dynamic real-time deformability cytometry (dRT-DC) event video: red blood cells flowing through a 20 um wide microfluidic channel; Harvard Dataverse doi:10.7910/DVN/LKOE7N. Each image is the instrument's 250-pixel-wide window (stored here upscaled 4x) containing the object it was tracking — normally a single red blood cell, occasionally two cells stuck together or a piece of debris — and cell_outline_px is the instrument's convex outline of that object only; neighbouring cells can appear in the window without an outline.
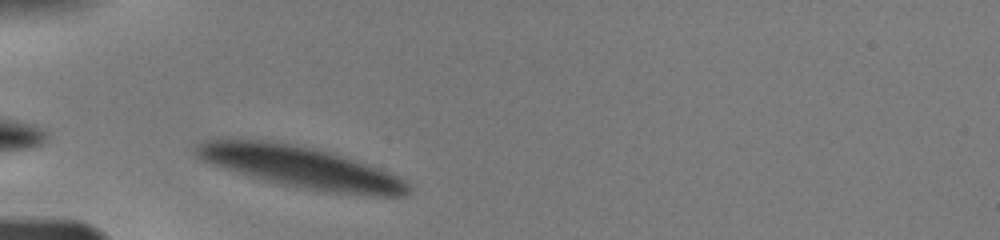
{"species": "human", "species_latin": "Homo sapiens", "temperature_condition": "warm", "stored_images_in_passage": 23, "camera_frame_rate_fps": 3000, "um_per_image_px": 0.085, "donor": {"sex": "male"}, "frame": {"image": 1, "passage_image": 2, "time_ms": 0.333, "image_size_px": [1000, 240], "cell_outline_px": [[412, 192], [404, 196], [364, 196], [324, 192], [296, 188], [248, 176], [200, 160], [192, 156], [192, 148], [196, 144], [204, 140], [220, 136], [224, 136], [272, 140], [316, 148], [388, 172], [408, 180], [412, 188]], "centroid_in_image_um": [25.44, 14.19], "position_along_channel_um": 59.6, "area_um2": 52.94}}
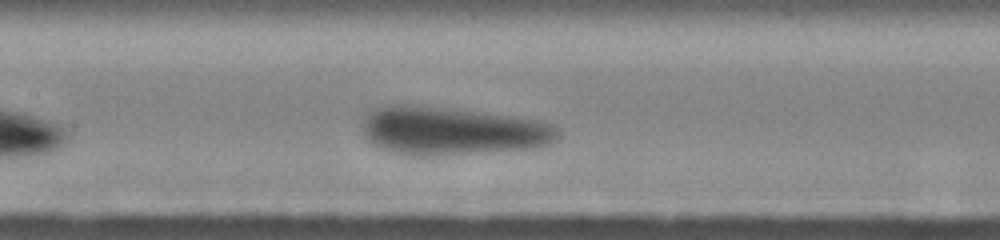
{"frame": {"image": 2, "passage_image": 11, "time_ms": 3.333, "image_size_px": [1000, 240], "cell_outline_px": [[560, 136], [552, 144], [532, 148], [484, 152], [432, 156], [412, 156], [392, 152], [376, 148], [364, 140], [360, 124], [364, 112], [368, 108], [380, 104], [420, 104], [548, 120], [556, 124], [560, 128]], "centroid_in_image_um": [38.35, 11.09], "position_along_channel_um": 169.1, "area_um2": 57.4}}
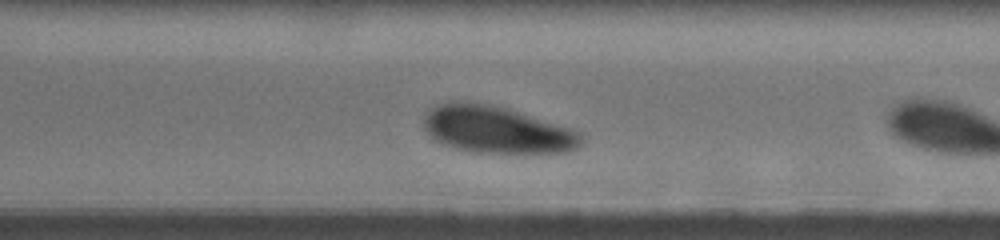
{"frame": {"image": 3, "passage_image": 22, "time_ms": 6.333, "image_size_px": [1000, 240], "cell_outline_px": [[588, 140], [580, 148], [572, 152], [468, 152], [452, 148], [440, 144], [432, 140], [424, 132], [420, 124], [424, 112], [428, 108], [444, 100], [476, 100], [508, 108], [576, 128], [588, 136]], "centroid_in_image_um": [42.2, 10.98], "position_along_channel_um": 328.4, "area_um2": 45.78}}